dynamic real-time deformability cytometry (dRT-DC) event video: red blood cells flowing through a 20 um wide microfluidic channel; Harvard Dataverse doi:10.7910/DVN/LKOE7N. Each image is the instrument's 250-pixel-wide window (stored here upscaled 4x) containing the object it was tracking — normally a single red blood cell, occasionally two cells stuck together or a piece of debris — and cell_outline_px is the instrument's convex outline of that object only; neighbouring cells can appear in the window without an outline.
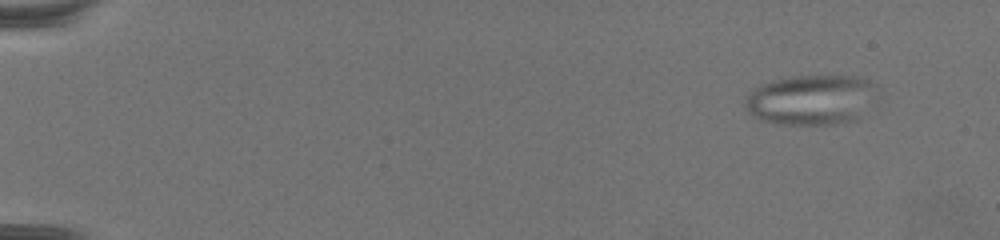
{"species": "common noctule bat (a hibernating species)", "species_latin": "Nyctalus noctula", "temperature_condition": "warm", "stored_images_in_passage": 70, "camera_frame_rate_fps": 3000, "um_per_image_px": 0.085, "animal": {"sex": "female", "body_mass_g": 19.5, "forearm_length_mm": 54.1}, "frame": {"image": 1, "passage_image": 7, "time_ms": 2.0, "image_size_px": [1000, 240], "cell_outline_px": [[872, 84], [856, 120], [832, 124], [780, 124], [764, 120], [748, 112], [744, 108], [744, 100], [756, 88], [764, 84], [776, 80], [800, 76], [852, 76], [864, 80]], "centroid_in_image_um": [68.77, 8.5], "position_along_channel_um": 16.2, "area_um2": 36.41}}
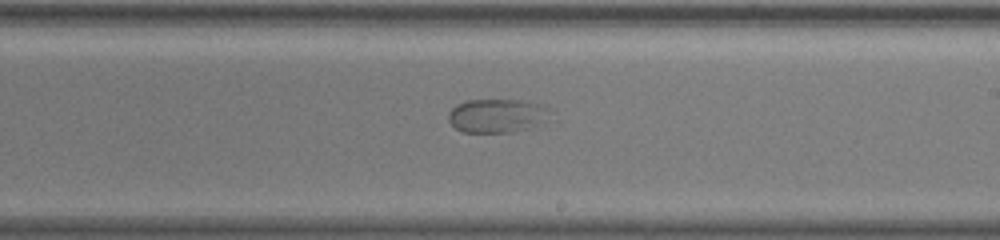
{"frame": {"image": 2, "passage_image": 44, "time_ms": 14.333, "image_size_px": [1000, 240], "cell_outline_px": [[556, 120], [532, 128], [512, 132], [460, 132], [448, 120], [448, 112], [456, 104], [468, 100], [524, 100], [544, 104], [552, 108]], "centroid_in_image_um": [42.43, 9.83], "position_along_channel_um": 246.6, "area_um2": 21.1}}
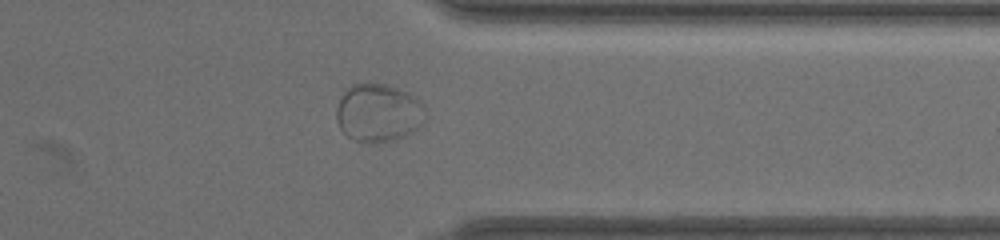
{"frame": {"image": 3, "passage_image": 57, "time_ms": 18.667, "image_size_px": [1000, 240], "cell_outline_px": [[424, 124], [392, 140], [372, 144], [352, 140], [340, 128], [336, 120], [336, 108], [340, 96], [352, 84], [384, 84], [396, 88], [416, 96], [424, 104]], "centroid_in_image_um": [32.13, 9.59], "position_along_channel_um": 379.3, "area_um2": 30.06}}